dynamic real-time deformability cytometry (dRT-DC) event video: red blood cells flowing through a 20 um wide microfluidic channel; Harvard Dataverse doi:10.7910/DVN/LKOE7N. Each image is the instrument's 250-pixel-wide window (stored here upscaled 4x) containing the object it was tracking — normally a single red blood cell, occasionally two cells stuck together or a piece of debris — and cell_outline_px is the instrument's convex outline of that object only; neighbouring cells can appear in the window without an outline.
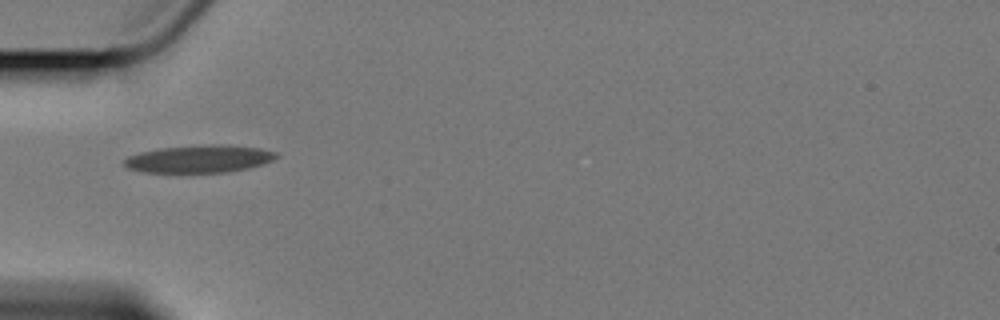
{"species": "Egyptian fruit bat (a non-hibernating species)", "species_latin": "Rousettus aegyptiacus", "temperature_condition": "cold", "stored_images_in_passage": 7, "camera_frame_rate_fps": 3000, "um_per_image_px": 0.085, "animal": {"sex": "female"}, "frame": {"image": 1, "passage_image": 4, "time_ms": 6.0, "image_size_px": [1000, 320], "cell_outline_px": [[280, 156], [264, 164], [248, 168], [228, 172], [144, 172], [128, 168], [124, 164], [124, 160], [128, 156], [140, 152], [156, 148], [212, 144], [224, 144], [260, 148], [276, 152]], "centroid_in_image_um": [16.96, 13.49], "position_along_channel_um": 68.0, "area_um2": 24.51}}
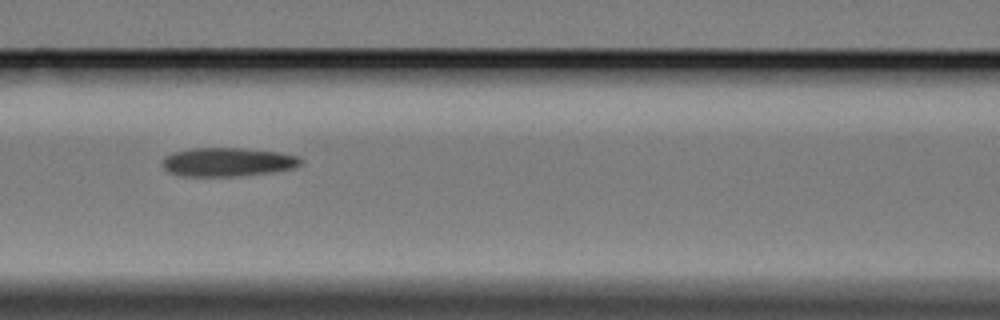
{"frame": {"image": 2, "passage_image": 6, "time_ms": 8.333, "image_size_px": [1000, 320], "cell_outline_px": [[304, 160], [300, 164], [292, 168], [272, 172], [244, 176], [180, 176], [168, 172], [160, 164], [164, 156], [172, 152], [192, 148], [240, 148], [280, 152], [296, 156]], "centroid_in_image_um": [19.3, 13.77], "position_along_channel_um": 147.3, "area_um2": 23.41}}
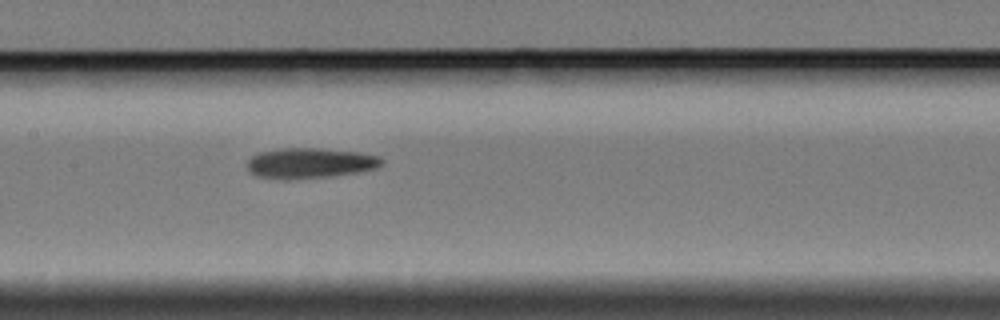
{"frame": {"image": 3, "passage_image": 7, "time_ms": 9.333, "image_size_px": [1000, 320], "cell_outline_px": [[384, 164], [376, 168], [356, 172], [328, 176], [256, 176], [248, 168], [248, 160], [252, 156], [260, 152], [280, 148], [320, 148], [356, 152], [380, 156], [384, 160]], "centroid_in_image_um": [26.43, 13.8], "position_along_channel_um": 181.0, "area_um2": 22.66}}